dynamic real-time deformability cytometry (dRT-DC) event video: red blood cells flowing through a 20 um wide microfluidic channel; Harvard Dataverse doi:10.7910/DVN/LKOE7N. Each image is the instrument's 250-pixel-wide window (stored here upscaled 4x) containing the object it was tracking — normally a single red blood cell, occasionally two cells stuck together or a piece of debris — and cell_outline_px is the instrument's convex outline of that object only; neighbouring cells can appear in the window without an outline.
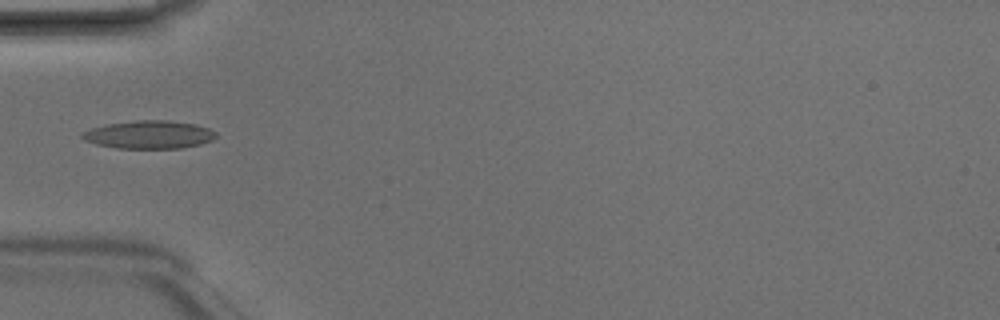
{"species": "Egyptian fruit bat (a non-hibernating species)", "species_latin": "Rousettus aegyptiacus", "temperature_condition": "room temperature", "stored_images_in_passage": 4, "camera_frame_rate_fps": 3000, "um_per_image_px": 0.085, "animal": {"sex": "male"}, "frame": {"image": 1, "passage_image": 4, "time_ms": 1.0, "image_size_px": [1000, 320], "cell_outline_px": [[216, 136], [212, 140], [200, 144], [180, 148], [116, 148], [96, 144], [84, 140], [80, 136], [80, 132], [92, 128], [108, 124], [132, 120], [168, 120], [196, 124], [208, 128], [216, 132]], "centroid_in_image_um": [12.65, 11.44], "position_along_channel_um": 72.4, "area_um2": 21.91}}